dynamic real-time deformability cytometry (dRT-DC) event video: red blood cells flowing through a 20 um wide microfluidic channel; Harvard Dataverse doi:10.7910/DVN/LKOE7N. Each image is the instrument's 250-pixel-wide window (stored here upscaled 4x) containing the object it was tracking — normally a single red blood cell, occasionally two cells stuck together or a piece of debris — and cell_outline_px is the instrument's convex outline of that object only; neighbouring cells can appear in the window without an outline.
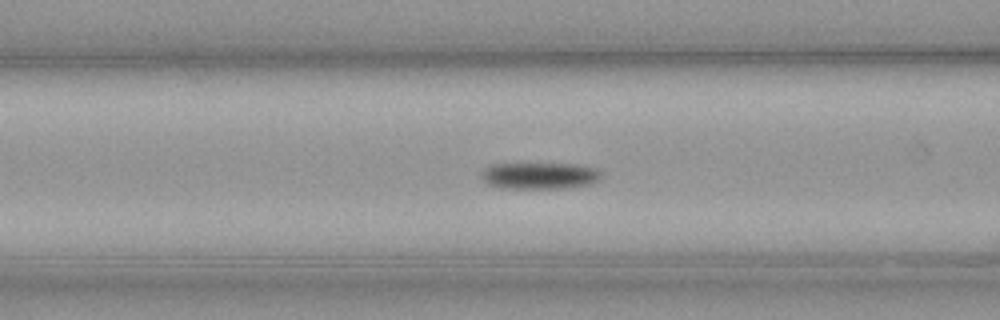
{"species": "common noctule bat (a hibernating species)", "species_latin": "Nyctalus noctula", "temperature_condition": "cold", "stored_images_in_passage": 53, "camera_frame_rate_fps": 3000, "um_per_image_px": 0.085, "animal": {"sex": "male", "body_mass_g": 23.1, "forearm_length_mm": 52.7}, "frame": {"image": 1, "passage_image": 17, "time_ms": 5.333, "image_size_px": [1000, 320], "cell_outline_px": [[600, 180], [588, 184], [572, 188], [500, 188], [488, 184], [480, 176], [480, 172], [484, 168], [492, 164], [572, 164], [592, 168], [600, 172]], "centroid_in_image_um": [45.81, 14.94], "position_along_channel_um": 120.8, "area_um2": 18.5}}
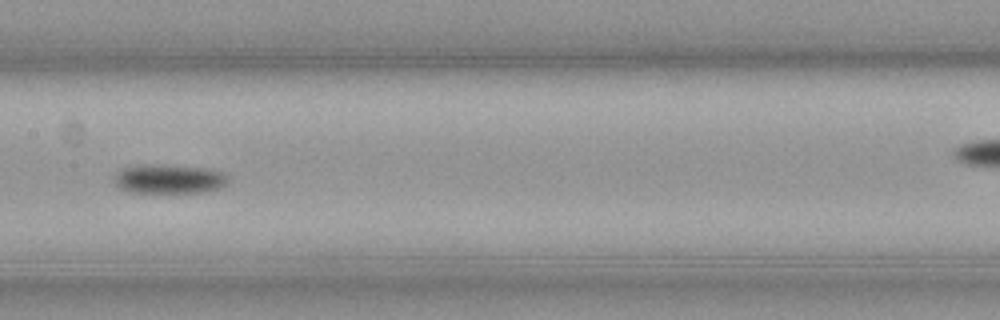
{"frame": {"image": 2, "passage_image": 23, "time_ms": 7.333, "image_size_px": [1000, 320], "cell_outline_px": [[228, 180], [220, 188], [204, 192], [132, 192], [120, 188], [116, 184], [116, 176], [124, 168], [200, 168], [220, 172], [228, 176]], "centroid_in_image_um": [14.45, 15.29], "position_along_channel_um": 192.9, "area_um2": 17.51}}
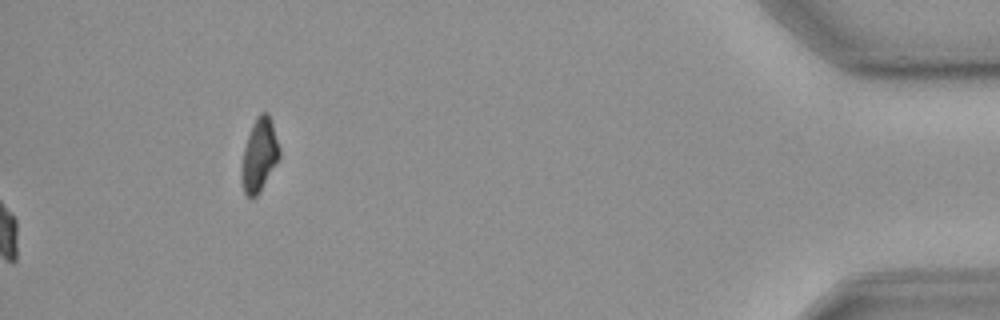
{"frame": {"image": 3, "passage_image": 53, "time_ms": 17.333, "image_size_px": [1000, 320], "cell_outline_px": [[280, 156], [260, 192], [256, 196], [248, 196], [244, 192], [240, 180], [240, 168], [244, 148], [252, 124], [256, 116], [260, 112], [268, 112], [280, 148]], "centroid_in_image_um": [22.02, 13.18], "position_along_channel_um": 413.2, "area_um2": 16.13}, "authors_computed_cell_mechanics": {"area_um2": 17.3978, "velocity_mm_per_s": 3.5996, "shape_relaxation_time_tau1_ms": 2.5899, "shape_relaxation_time_tau2_ms": null, "deformation_change_tau1": 0.1153, "deformation_change_tau2": null}}